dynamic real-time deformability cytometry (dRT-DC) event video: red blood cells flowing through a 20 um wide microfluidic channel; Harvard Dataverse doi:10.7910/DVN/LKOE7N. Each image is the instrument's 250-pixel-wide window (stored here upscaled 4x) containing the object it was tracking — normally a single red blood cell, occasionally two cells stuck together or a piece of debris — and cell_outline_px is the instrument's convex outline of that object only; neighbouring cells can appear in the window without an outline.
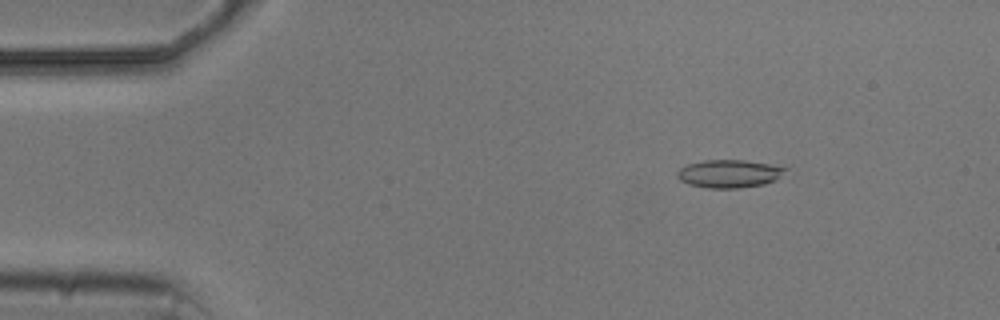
{"species": "common noctule bat (a hibernating species)", "species_latin": "Nyctalus noctula", "temperature_condition": "cold", "stored_images_in_passage": 4, "camera_frame_rate_fps": 3000, "um_per_image_px": 0.085, "animal": {"sex": "male", "body_mass_g": 20.5, "forearm_length_mm": 52.5}, "frame": {"image": 1, "passage_image": 1, "time_ms": 0.0, "image_size_px": [1000, 320], "cell_outline_px": [[788, 168], [776, 180], [764, 184], [740, 188], [708, 188], [688, 184], [680, 180], [676, 176], [676, 172], [680, 168], [688, 164], [704, 160], [744, 160], [768, 164]], "centroid_in_image_um": [61.95, 14.77], "position_along_channel_um": 23.1, "area_um2": 17.57}}
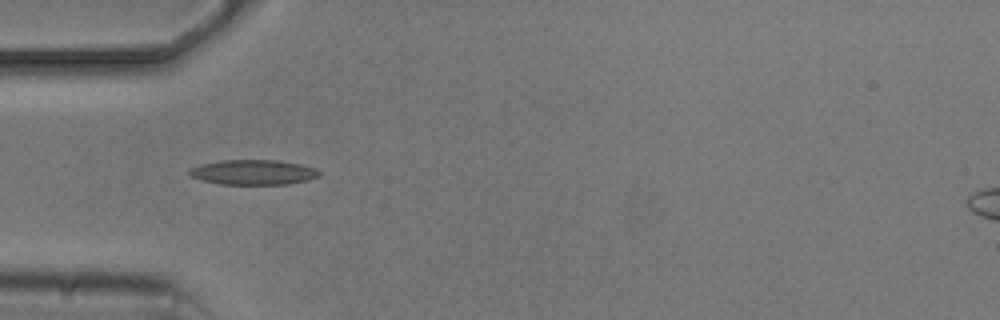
{"frame": {"image": 2, "passage_image": 3, "time_ms": 3.0, "image_size_px": [1000, 320], "cell_outline_px": [[320, 176], [308, 180], [288, 184], [220, 184], [204, 180], [192, 176], [188, 172], [192, 168], [200, 164], [224, 160], [280, 160], [300, 164], [316, 168], [320, 172]], "centroid_in_image_um": [21.59, 14.63], "position_along_channel_um": 63.4, "area_um2": 18.79}}
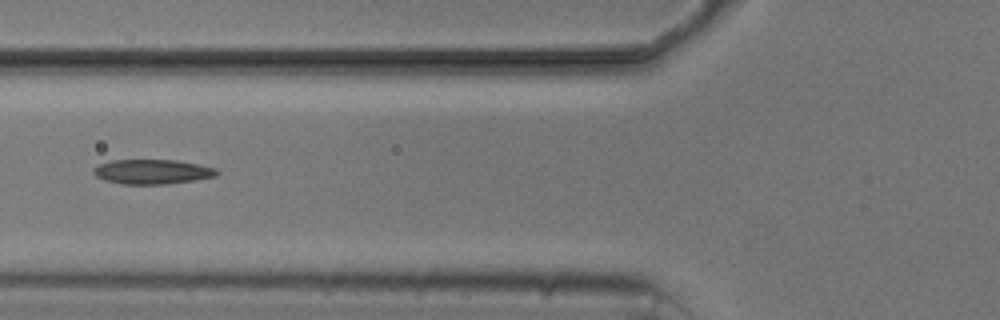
{"frame": {"image": 3, "passage_image": 4, "time_ms": 4.333, "image_size_px": [1000, 320], "cell_outline_px": [[220, 172], [216, 176], [192, 180], [164, 184], [124, 184], [104, 180], [96, 176], [92, 172], [92, 168], [96, 164], [112, 160], [176, 160], [216, 168]], "centroid_in_image_um": [12.89, 14.59], "position_along_channel_um": 112.9, "area_um2": 17.69}}